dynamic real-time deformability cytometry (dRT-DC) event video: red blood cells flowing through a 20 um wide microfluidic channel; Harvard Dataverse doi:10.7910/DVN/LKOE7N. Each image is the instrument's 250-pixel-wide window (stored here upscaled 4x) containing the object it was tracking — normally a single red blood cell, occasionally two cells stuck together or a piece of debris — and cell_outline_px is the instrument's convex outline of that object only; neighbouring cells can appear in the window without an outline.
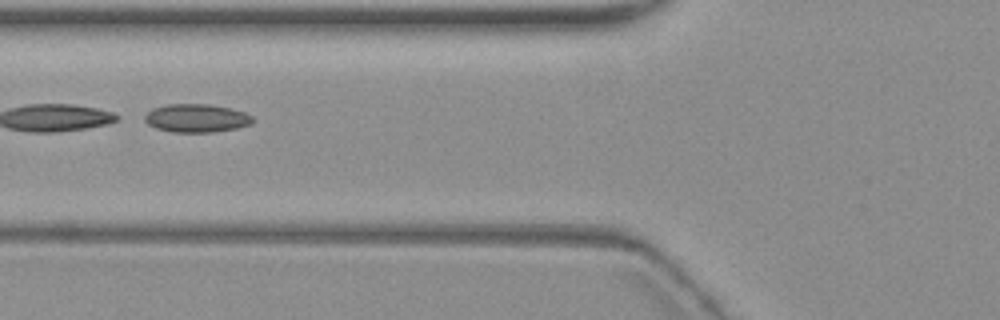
{"species": "common noctule bat (a hibernating species)", "species_latin": "Nyctalus noctula", "temperature_condition": "warm", "stored_images_in_passage": 7, "camera_frame_rate_fps": 3000, "um_per_image_px": 0.085, "animal": {"sex": "female", "body_mass_g": 19.3, "forearm_length_mm": 54.1}, "frame": {"image": 1, "passage_image": 4, "time_ms": 3.667, "image_size_px": [1000, 320], "cell_outline_px": [[252, 124], [236, 128], [212, 132], [172, 132], [156, 128], [148, 124], [144, 120], [144, 116], [152, 108], [164, 104], [212, 104], [232, 108], [244, 112], [252, 116]], "centroid_in_image_um": [16.68, 10.03], "position_along_channel_um": 109.1, "area_um2": 17.92}}
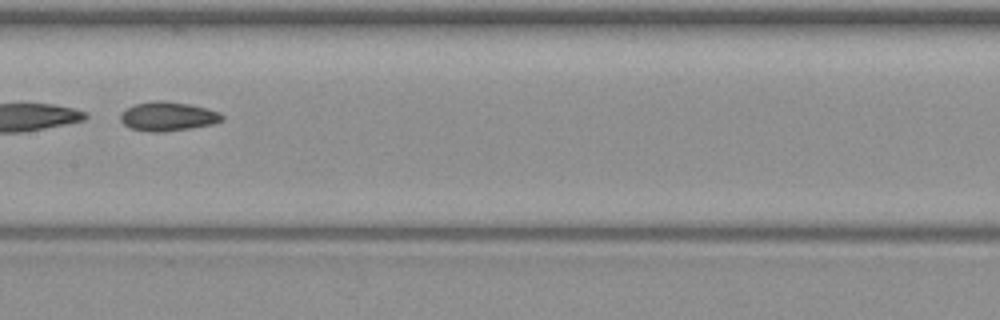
{"frame": {"image": 2, "passage_image": 6, "time_ms": 6.0, "image_size_px": [1000, 320], "cell_outline_px": [[224, 120], [212, 124], [192, 128], [164, 132], [148, 132], [128, 128], [120, 120], [120, 112], [132, 104], [152, 100], [164, 100], [192, 104], [208, 108], [220, 112], [224, 116]], "centroid_in_image_um": [14.25, 9.88], "position_along_channel_um": 193.1, "area_um2": 17.8}}
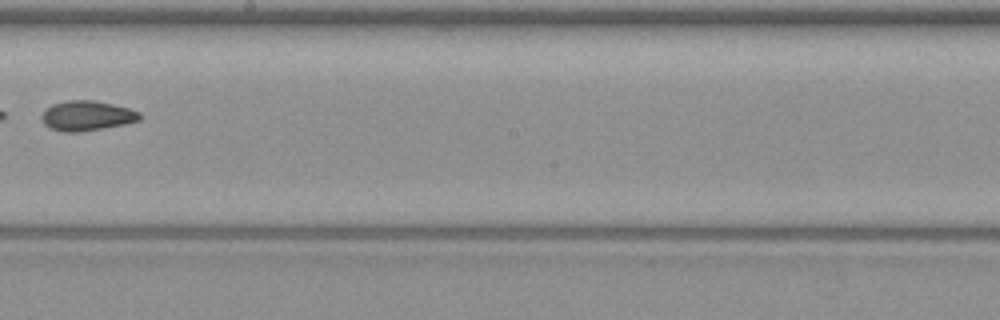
{"frame": {"image": 3, "passage_image": 7, "time_ms": 7.333, "image_size_px": [1000, 320], "cell_outline_px": [[144, 116], [140, 120], [124, 124], [80, 132], [64, 132], [52, 128], [44, 124], [40, 116], [52, 104], [68, 100], [96, 100], [128, 108], [140, 112]], "centroid_in_image_um": [7.41, 9.83], "position_along_channel_um": 240.8, "area_um2": 17.05}}